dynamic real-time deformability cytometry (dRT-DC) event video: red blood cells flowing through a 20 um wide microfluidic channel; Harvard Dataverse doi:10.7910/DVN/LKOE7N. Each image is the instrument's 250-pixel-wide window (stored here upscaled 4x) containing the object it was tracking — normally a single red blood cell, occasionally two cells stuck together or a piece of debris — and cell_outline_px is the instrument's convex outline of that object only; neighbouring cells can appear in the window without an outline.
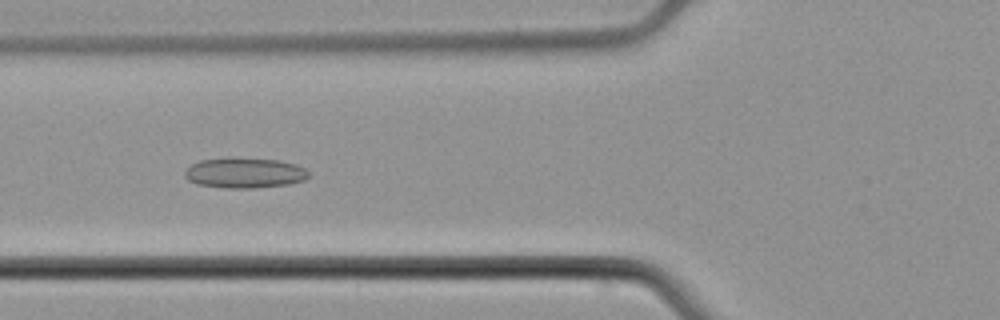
{"species": "common noctule bat (a hibernating species)", "species_latin": "Nyctalus noctula", "temperature_condition": "cold", "stored_images_in_passage": 5, "camera_frame_rate_fps": 3000, "um_per_image_px": 0.085, "animal": {"sex": "male", "body_mass_g": 21.5, "forearm_length_mm": 52.0}, "frame": {"image": 1, "passage_image": 5, "time_ms": 6.0, "image_size_px": [1000, 320], "cell_outline_px": [[308, 176], [304, 180], [288, 184], [252, 188], [224, 188], [196, 184], [188, 180], [184, 176], [184, 172], [192, 164], [200, 160], [280, 160], [296, 164], [304, 168], [308, 172]], "centroid_in_image_um": [20.79, 14.74], "position_along_channel_um": 105.0, "area_um2": 21.1}}